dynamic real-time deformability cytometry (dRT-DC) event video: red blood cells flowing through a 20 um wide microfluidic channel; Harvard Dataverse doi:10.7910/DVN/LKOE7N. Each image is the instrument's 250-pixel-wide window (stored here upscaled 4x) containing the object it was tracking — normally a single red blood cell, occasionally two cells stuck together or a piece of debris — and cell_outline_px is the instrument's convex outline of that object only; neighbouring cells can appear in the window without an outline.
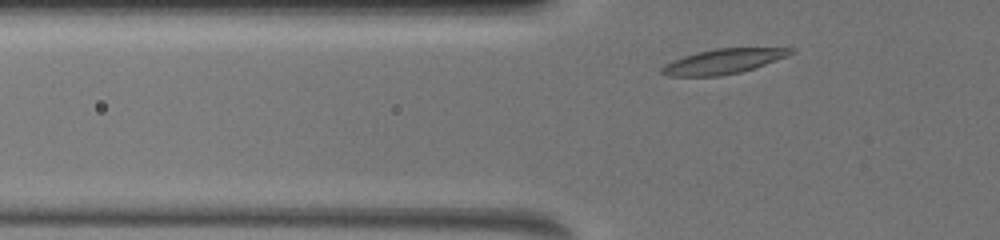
{"species": "common noctule bat (a hibernating species)", "species_latin": "Nyctalus noctula", "temperature_condition": "warm", "stored_images_in_passage": 16, "camera_frame_rate_fps": 3000, "um_per_image_px": 0.085, "animal": {"sex": "female", "body_mass_g": 19.5, "forearm_length_mm": 54.1}, "frame": {"image": 1, "passage_image": 2, "time_ms": 0.667, "image_size_px": [1000, 240], "cell_outline_px": [[796, 52], [788, 56], [740, 72], [720, 76], [668, 76], [660, 72], [660, 68], [664, 64], [672, 60], [696, 52], [716, 48], [796, 48]], "centroid_in_image_um": [61.46, 5.21], "position_along_channel_um": 64.3, "area_um2": 18.67}}
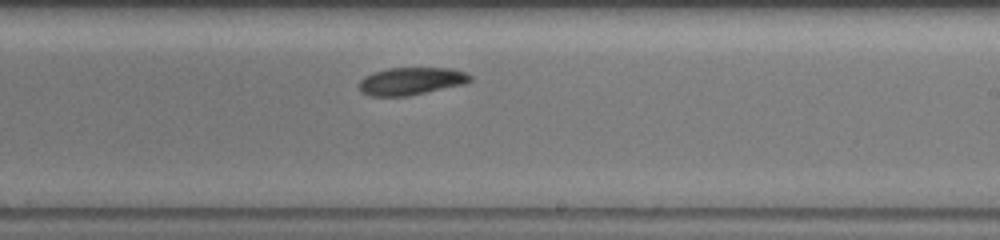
{"frame": {"image": 2, "passage_image": 10, "time_ms": 5.667, "image_size_px": [1000, 240], "cell_outline_px": [[472, 80], [464, 84], [408, 96], [372, 96], [360, 92], [360, 80], [364, 76], [372, 72], [388, 68], [452, 68], [464, 72], [472, 76]], "centroid_in_image_um": [34.94, 6.89], "position_along_channel_um": 254.1, "area_um2": 17.86}}
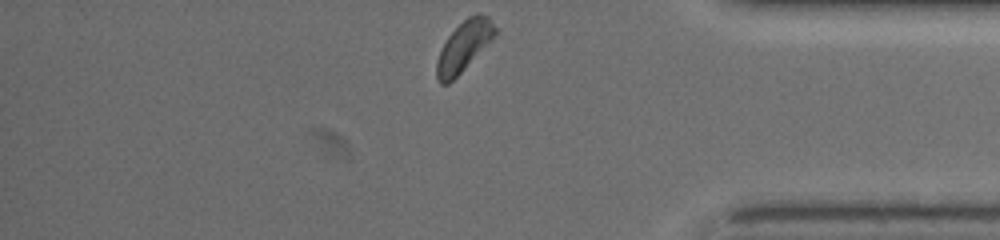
{"frame": {"image": 3, "passage_image": 16, "time_ms": 9.667, "image_size_px": [1000, 240], "cell_outline_px": [[496, 36], [448, 84], [440, 84], [436, 76], [436, 64], [440, 52], [448, 36], [468, 16], [476, 12], [480, 12], [488, 16], [496, 28]], "centroid_in_image_um": [39.45, 3.9], "position_along_channel_um": 395.8, "area_um2": 16.76}, "authors_computed_cell_mechanics": {"area_um2": 18.4093, "velocity_mm_per_s": 3.9489, "shape_relaxation_time_tau1_ms": 2.6152, "shape_relaxation_time_tau2_ms": 8.1485, "deformation_change_tau1": 0.0966, "deformation_change_tau2": 0.1217}}